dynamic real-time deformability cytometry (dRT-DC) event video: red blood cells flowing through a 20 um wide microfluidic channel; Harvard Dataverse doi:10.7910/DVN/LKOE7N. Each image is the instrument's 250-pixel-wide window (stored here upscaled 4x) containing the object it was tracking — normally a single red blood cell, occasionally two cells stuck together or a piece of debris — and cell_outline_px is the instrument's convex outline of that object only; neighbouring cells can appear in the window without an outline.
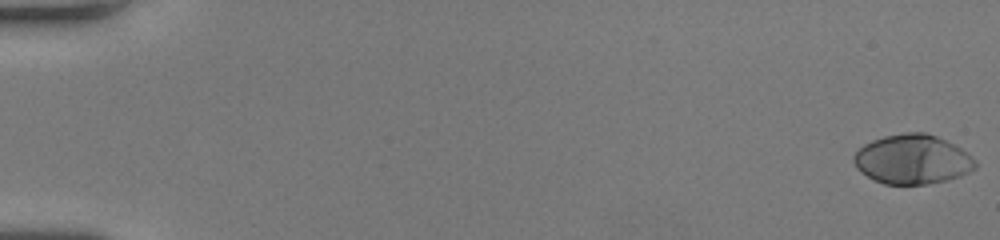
{"species": "human", "species_latin": "Homo sapiens", "temperature_condition": "room temperature", "stored_images_in_passage": 53, "camera_frame_rate_fps": 3000, "um_per_image_px": 0.085, "donor": {"sex": "female"}, "frame": {"image": 1, "passage_image": 1, "time_ms": 0.0, "image_size_px": [1000, 240], "cell_outline_px": [[976, 168], [960, 176], [928, 184], [884, 184], [868, 176], [856, 168], [852, 160], [852, 156], [864, 144], [872, 140], [884, 136], [904, 132], [924, 132], [936, 136], [960, 148], [976, 160]], "centroid_in_image_um": [77.53, 13.54], "position_along_channel_um": 7.5, "area_um2": 34.8}}
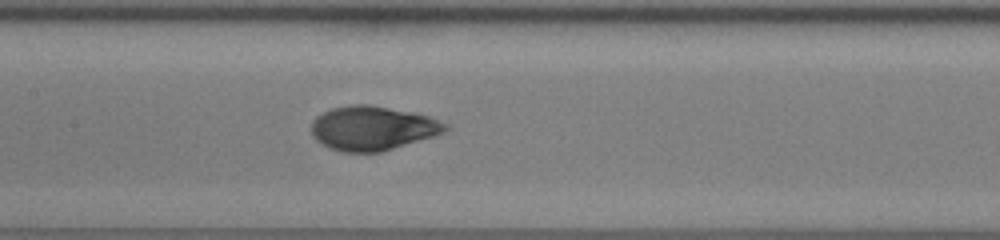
{"frame": {"image": 2, "passage_image": 28, "time_ms": 9.0, "image_size_px": [1000, 240], "cell_outline_px": [[448, 128], [444, 132], [432, 136], [380, 152], [344, 152], [328, 148], [316, 140], [312, 136], [312, 120], [316, 116], [332, 108], [348, 104], [368, 104], [416, 112], [428, 116], [448, 124]], "centroid_in_image_um": [31.64, 10.88], "position_along_channel_um": 175.8, "area_um2": 34.51}}
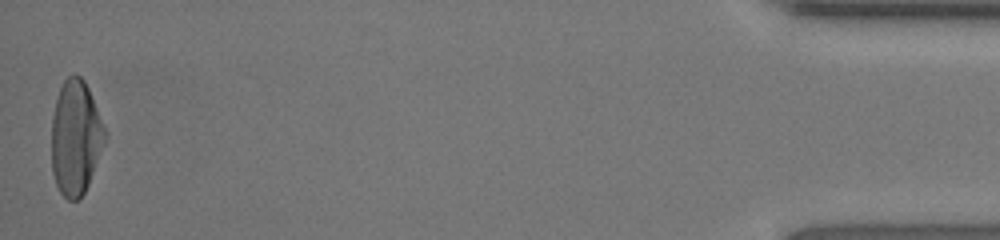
{"frame": {"image": 3, "passage_image": 53, "time_ms": 17.333, "image_size_px": [1000, 240], "cell_outline_px": [[108, 136], [88, 184], [84, 192], [76, 200], [68, 200], [60, 192], [56, 184], [52, 172], [52, 116], [56, 100], [60, 88], [64, 80], [72, 72], [76, 72], [84, 80], [88, 88]], "centroid_in_image_um": [6.43, 11.67], "position_along_channel_um": 428.8, "area_um2": 35.6}, "authors_computed_cell_mechanics": {"area_um2": 34.102, "velocity_mm_per_s": 4.0906, "shape_relaxation_time_tau1_ms": 3.9661, "shape_relaxation_time_tau2_ms": null, "deformation_change_tau1": 0.2338, "deformation_change_tau2": null}}